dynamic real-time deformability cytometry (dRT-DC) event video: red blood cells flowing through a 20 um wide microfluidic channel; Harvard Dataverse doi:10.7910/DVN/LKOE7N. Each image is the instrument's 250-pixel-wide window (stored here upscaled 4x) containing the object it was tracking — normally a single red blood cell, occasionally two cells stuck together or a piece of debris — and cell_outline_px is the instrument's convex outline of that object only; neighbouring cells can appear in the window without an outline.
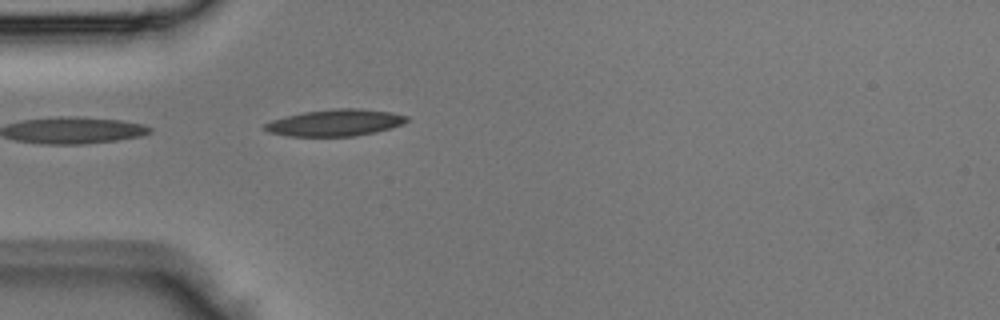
{"species": "Egyptian fruit bat (a non-hibernating species)", "species_latin": "Rousettus aegyptiacus", "temperature_condition": "room temperature", "stored_images_in_passage": 3, "camera_frame_rate_fps": 3000, "um_per_image_px": 0.085, "animal": {"sex": "male"}, "frame": {"image": 1, "passage_image": 3, "time_ms": 0.667, "image_size_px": [1000, 320], "cell_outline_px": [[408, 120], [404, 124], [392, 128], [376, 132], [352, 136], [288, 136], [268, 132], [264, 128], [264, 124], [272, 120], [304, 112], [336, 108], [356, 108], [392, 112], [408, 116]], "centroid_in_image_um": [28.53, 10.43], "position_along_channel_um": 56.5, "area_um2": 22.02}}